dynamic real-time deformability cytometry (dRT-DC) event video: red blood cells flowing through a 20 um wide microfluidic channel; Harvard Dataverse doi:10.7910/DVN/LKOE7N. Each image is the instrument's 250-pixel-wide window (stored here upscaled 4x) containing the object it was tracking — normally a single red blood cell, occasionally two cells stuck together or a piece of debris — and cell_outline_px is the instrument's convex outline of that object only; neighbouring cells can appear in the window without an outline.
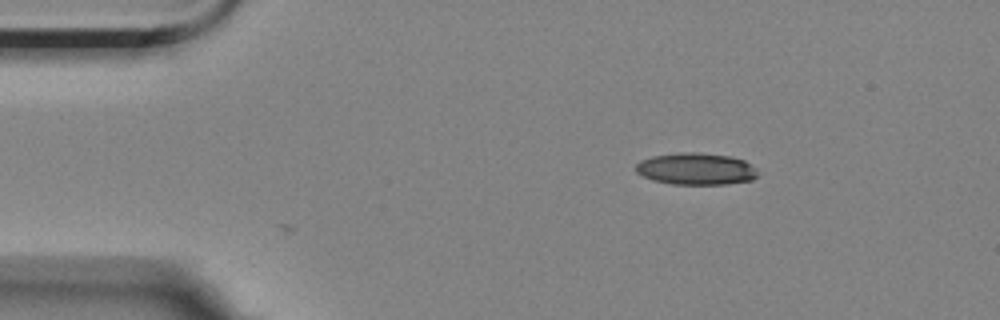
{"species": "Egyptian fruit bat (a non-hibernating species)", "species_latin": "Rousettus aegyptiacus", "temperature_condition": "room temperature", "stored_images_in_passage": 2, "camera_frame_rate_fps": 3000, "um_per_image_px": 0.085, "animal": {"sex": "female"}, "frame": {"image": 1, "passage_image": 2, "time_ms": 1.333, "image_size_px": [1000, 320], "cell_outline_px": [[756, 176], [752, 180], [728, 184], [672, 184], [652, 180], [636, 172], [636, 164], [640, 160], [652, 156], [680, 152], [700, 152], [732, 156], [744, 160], [756, 172]], "centroid_in_image_um": [59.12, 14.35], "position_along_channel_um": 25.9, "area_um2": 22.6}}